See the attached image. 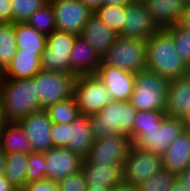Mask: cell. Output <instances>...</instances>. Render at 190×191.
<instances>
[{"instance_id": "6da1fadb", "label": "cell", "mask_w": 190, "mask_h": 191, "mask_svg": "<svg viewBox=\"0 0 190 191\" xmlns=\"http://www.w3.org/2000/svg\"><path fill=\"white\" fill-rule=\"evenodd\" d=\"M0 101L7 122H19L42 110L34 78H0Z\"/></svg>"}, {"instance_id": "7a4b0ae2", "label": "cell", "mask_w": 190, "mask_h": 191, "mask_svg": "<svg viewBox=\"0 0 190 191\" xmlns=\"http://www.w3.org/2000/svg\"><path fill=\"white\" fill-rule=\"evenodd\" d=\"M146 68L166 80L184 78L186 63L176 52L173 37L167 29H160L147 40Z\"/></svg>"}, {"instance_id": "3957f363", "label": "cell", "mask_w": 190, "mask_h": 191, "mask_svg": "<svg viewBox=\"0 0 190 191\" xmlns=\"http://www.w3.org/2000/svg\"><path fill=\"white\" fill-rule=\"evenodd\" d=\"M136 111L129 101L112 100L99 112L88 115L94 139L105 135H127L132 139Z\"/></svg>"}, {"instance_id": "277c9868", "label": "cell", "mask_w": 190, "mask_h": 191, "mask_svg": "<svg viewBox=\"0 0 190 191\" xmlns=\"http://www.w3.org/2000/svg\"><path fill=\"white\" fill-rule=\"evenodd\" d=\"M169 81L147 68L135 74L129 102L136 110L165 111Z\"/></svg>"}, {"instance_id": "5b68a950", "label": "cell", "mask_w": 190, "mask_h": 191, "mask_svg": "<svg viewBox=\"0 0 190 191\" xmlns=\"http://www.w3.org/2000/svg\"><path fill=\"white\" fill-rule=\"evenodd\" d=\"M53 147L67 148L85 159L94 143L88 115L79 114L71 123L52 124Z\"/></svg>"}, {"instance_id": "8992f818", "label": "cell", "mask_w": 190, "mask_h": 191, "mask_svg": "<svg viewBox=\"0 0 190 191\" xmlns=\"http://www.w3.org/2000/svg\"><path fill=\"white\" fill-rule=\"evenodd\" d=\"M147 40L118 37L102 61L111 67L136 74L146 68Z\"/></svg>"}, {"instance_id": "52a82bcc", "label": "cell", "mask_w": 190, "mask_h": 191, "mask_svg": "<svg viewBox=\"0 0 190 191\" xmlns=\"http://www.w3.org/2000/svg\"><path fill=\"white\" fill-rule=\"evenodd\" d=\"M186 129L183 118L166 115L159 128L139 130L131 140L139 149L162 156L168 146Z\"/></svg>"}, {"instance_id": "ba28073f", "label": "cell", "mask_w": 190, "mask_h": 191, "mask_svg": "<svg viewBox=\"0 0 190 191\" xmlns=\"http://www.w3.org/2000/svg\"><path fill=\"white\" fill-rule=\"evenodd\" d=\"M73 97L80 114L85 115L99 112L113 100L108 89L96 74L76 76Z\"/></svg>"}, {"instance_id": "9c48e42d", "label": "cell", "mask_w": 190, "mask_h": 191, "mask_svg": "<svg viewBox=\"0 0 190 191\" xmlns=\"http://www.w3.org/2000/svg\"><path fill=\"white\" fill-rule=\"evenodd\" d=\"M33 78L42 109L73 96V73L40 70Z\"/></svg>"}, {"instance_id": "30bf717a", "label": "cell", "mask_w": 190, "mask_h": 191, "mask_svg": "<svg viewBox=\"0 0 190 191\" xmlns=\"http://www.w3.org/2000/svg\"><path fill=\"white\" fill-rule=\"evenodd\" d=\"M78 36L59 30L48 35L41 57V70L70 73L69 56Z\"/></svg>"}, {"instance_id": "8fae6325", "label": "cell", "mask_w": 190, "mask_h": 191, "mask_svg": "<svg viewBox=\"0 0 190 191\" xmlns=\"http://www.w3.org/2000/svg\"><path fill=\"white\" fill-rule=\"evenodd\" d=\"M132 140L127 135H105L94 139L89 154L83 161L93 165H124Z\"/></svg>"}, {"instance_id": "7c38bea8", "label": "cell", "mask_w": 190, "mask_h": 191, "mask_svg": "<svg viewBox=\"0 0 190 191\" xmlns=\"http://www.w3.org/2000/svg\"><path fill=\"white\" fill-rule=\"evenodd\" d=\"M162 169V156L132 145L123 165L124 182L138 186Z\"/></svg>"}, {"instance_id": "4fadbf2b", "label": "cell", "mask_w": 190, "mask_h": 191, "mask_svg": "<svg viewBox=\"0 0 190 191\" xmlns=\"http://www.w3.org/2000/svg\"><path fill=\"white\" fill-rule=\"evenodd\" d=\"M51 3L56 30L80 35L94 12L79 0H49Z\"/></svg>"}, {"instance_id": "5bb4252c", "label": "cell", "mask_w": 190, "mask_h": 191, "mask_svg": "<svg viewBox=\"0 0 190 191\" xmlns=\"http://www.w3.org/2000/svg\"><path fill=\"white\" fill-rule=\"evenodd\" d=\"M159 30L145 3L131 2L126 6V17L119 37L148 40Z\"/></svg>"}, {"instance_id": "9a60e30c", "label": "cell", "mask_w": 190, "mask_h": 191, "mask_svg": "<svg viewBox=\"0 0 190 191\" xmlns=\"http://www.w3.org/2000/svg\"><path fill=\"white\" fill-rule=\"evenodd\" d=\"M18 124L31 141L33 152L44 153L53 148L51 137L53 122L45 109L31 113Z\"/></svg>"}, {"instance_id": "2e32d148", "label": "cell", "mask_w": 190, "mask_h": 191, "mask_svg": "<svg viewBox=\"0 0 190 191\" xmlns=\"http://www.w3.org/2000/svg\"><path fill=\"white\" fill-rule=\"evenodd\" d=\"M45 179L59 181L80 170L83 158L67 148L53 147L44 152Z\"/></svg>"}, {"instance_id": "e0dca14e", "label": "cell", "mask_w": 190, "mask_h": 191, "mask_svg": "<svg viewBox=\"0 0 190 191\" xmlns=\"http://www.w3.org/2000/svg\"><path fill=\"white\" fill-rule=\"evenodd\" d=\"M96 75L104 83L113 100H130L134 89V73L108 66L102 61L98 67Z\"/></svg>"}, {"instance_id": "ac0fdd59", "label": "cell", "mask_w": 190, "mask_h": 191, "mask_svg": "<svg viewBox=\"0 0 190 191\" xmlns=\"http://www.w3.org/2000/svg\"><path fill=\"white\" fill-rule=\"evenodd\" d=\"M162 167L176 176L190 167V129L168 146L162 155Z\"/></svg>"}, {"instance_id": "d6986e66", "label": "cell", "mask_w": 190, "mask_h": 191, "mask_svg": "<svg viewBox=\"0 0 190 191\" xmlns=\"http://www.w3.org/2000/svg\"><path fill=\"white\" fill-rule=\"evenodd\" d=\"M80 36L85 39L102 59L119 35L94 14L83 27Z\"/></svg>"}, {"instance_id": "ffe728a7", "label": "cell", "mask_w": 190, "mask_h": 191, "mask_svg": "<svg viewBox=\"0 0 190 191\" xmlns=\"http://www.w3.org/2000/svg\"><path fill=\"white\" fill-rule=\"evenodd\" d=\"M101 62L92 46L79 35L69 56L70 73L75 76L96 74Z\"/></svg>"}, {"instance_id": "44dd1931", "label": "cell", "mask_w": 190, "mask_h": 191, "mask_svg": "<svg viewBox=\"0 0 190 191\" xmlns=\"http://www.w3.org/2000/svg\"><path fill=\"white\" fill-rule=\"evenodd\" d=\"M80 170L84 176L86 186H102L113 189L124 181L123 165H93L87 164L84 161L81 164Z\"/></svg>"}, {"instance_id": "7402d4cb", "label": "cell", "mask_w": 190, "mask_h": 191, "mask_svg": "<svg viewBox=\"0 0 190 191\" xmlns=\"http://www.w3.org/2000/svg\"><path fill=\"white\" fill-rule=\"evenodd\" d=\"M145 5L160 29L179 24L185 10V0H146Z\"/></svg>"}, {"instance_id": "603a6c76", "label": "cell", "mask_w": 190, "mask_h": 191, "mask_svg": "<svg viewBox=\"0 0 190 191\" xmlns=\"http://www.w3.org/2000/svg\"><path fill=\"white\" fill-rule=\"evenodd\" d=\"M190 110V84L185 78L169 81L165 114L184 118Z\"/></svg>"}, {"instance_id": "cb8c5ba5", "label": "cell", "mask_w": 190, "mask_h": 191, "mask_svg": "<svg viewBox=\"0 0 190 191\" xmlns=\"http://www.w3.org/2000/svg\"><path fill=\"white\" fill-rule=\"evenodd\" d=\"M40 70L41 58L35 52L17 51L0 78H33Z\"/></svg>"}, {"instance_id": "d4e9b609", "label": "cell", "mask_w": 190, "mask_h": 191, "mask_svg": "<svg viewBox=\"0 0 190 191\" xmlns=\"http://www.w3.org/2000/svg\"><path fill=\"white\" fill-rule=\"evenodd\" d=\"M0 149L5 153L33 152L31 141L17 122H7L0 135Z\"/></svg>"}, {"instance_id": "484cf974", "label": "cell", "mask_w": 190, "mask_h": 191, "mask_svg": "<svg viewBox=\"0 0 190 191\" xmlns=\"http://www.w3.org/2000/svg\"><path fill=\"white\" fill-rule=\"evenodd\" d=\"M17 51L35 52L40 58L46 47L47 36L28 23L14 24Z\"/></svg>"}, {"instance_id": "4316f807", "label": "cell", "mask_w": 190, "mask_h": 191, "mask_svg": "<svg viewBox=\"0 0 190 191\" xmlns=\"http://www.w3.org/2000/svg\"><path fill=\"white\" fill-rule=\"evenodd\" d=\"M29 154L25 152H15L5 154L6 167L5 178L19 191L27 183V163Z\"/></svg>"}, {"instance_id": "83f0119b", "label": "cell", "mask_w": 190, "mask_h": 191, "mask_svg": "<svg viewBox=\"0 0 190 191\" xmlns=\"http://www.w3.org/2000/svg\"><path fill=\"white\" fill-rule=\"evenodd\" d=\"M17 52L13 23L0 24V74L6 69Z\"/></svg>"}, {"instance_id": "f1b7e54d", "label": "cell", "mask_w": 190, "mask_h": 191, "mask_svg": "<svg viewBox=\"0 0 190 191\" xmlns=\"http://www.w3.org/2000/svg\"><path fill=\"white\" fill-rule=\"evenodd\" d=\"M45 110L51 121L56 124L71 123L80 114L79 107L73 96L67 100L49 105Z\"/></svg>"}, {"instance_id": "f546056e", "label": "cell", "mask_w": 190, "mask_h": 191, "mask_svg": "<svg viewBox=\"0 0 190 191\" xmlns=\"http://www.w3.org/2000/svg\"><path fill=\"white\" fill-rule=\"evenodd\" d=\"M94 15L119 35L126 17V6L102 5L94 11Z\"/></svg>"}, {"instance_id": "4dcf8cb0", "label": "cell", "mask_w": 190, "mask_h": 191, "mask_svg": "<svg viewBox=\"0 0 190 191\" xmlns=\"http://www.w3.org/2000/svg\"><path fill=\"white\" fill-rule=\"evenodd\" d=\"M35 30L48 36L56 30L54 10L50 2L34 12L26 22Z\"/></svg>"}, {"instance_id": "1f68e13d", "label": "cell", "mask_w": 190, "mask_h": 191, "mask_svg": "<svg viewBox=\"0 0 190 191\" xmlns=\"http://www.w3.org/2000/svg\"><path fill=\"white\" fill-rule=\"evenodd\" d=\"M12 23H26L31 15L43 7L49 0H10Z\"/></svg>"}, {"instance_id": "d6a6232c", "label": "cell", "mask_w": 190, "mask_h": 191, "mask_svg": "<svg viewBox=\"0 0 190 191\" xmlns=\"http://www.w3.org/2000/svg\"><path fill=\"white\" fill-rule=\"evenodd\" d=\"M165 116V111L137 110L134 117L133 136L139 130H151L159 128Z\"/></svg>"}, {"instance_id": "836d02e7", "label": "cell", "mask_w": 190, "mask_h": 191, "mask_svg": "<svg viewBox=\"0 0 190 191\" xmlns=\"http://www.w3.org/2000/svg\"><path fill=\"white\" fill-rule=\"evenodd\" d=\"M176 180V175L162 169L156 175L138 185V187L140 191H170Z\"/></svg>"}, {"instance_id": "e575fe53", "label": "cell", "mask_w": 190, "mask_h": 191, "mask_svg": "<svg viewBox=\"0 0 190 191\" xmlns=\"http://www.w3.org/2000/svg\"><path fill=\"white\" fill-rule=\"evenodd\" d=\"M173 37L176 52L186 65H190V29L181 27L179 24L167 28Z\"/></svg>"}, {"instance_id": "d590c367", "label": "cell", "mask_w": 190, "mask_h": 191, "mask_svg": "<svg viewBox=\"0 0 190 191\" xmlns=\"http://www.w3.org/2000/svg\"><path fill=\"white\" fill-rule=\"evenodd\" d=\"M44 153L32 152L28 156L26 182L42 181L45 179Z\"/></svg>"}, {"instance_id": "8d00e7d4", "label": "cell", "mask_w": 190, "mask_h": 191, "mask_svg": "<svg viewBox=\"0 0 190 191\" xmlns=\"http://www.w3.org/2000/svg\"><path fill=\"white\" fill-rule=\"evenodd\" d=\"M59 191H86V182L84 176L79 170L58 181Z\"/></svg>"}, {"instance_id": "74e56055", "label": "cell", "mask_w": 190, "mask_h": 191, "mask_svg": "<svg viewBox=\"0 0 190 191\" xmlns=\"http://www.w3.org/2000/svg\"><path fill=\"white\" fill-rule=\"evenodd\" d=\"M20 191H59V185L57 181L42 180L28 182Z\"/></svg>"}, {"instance_id": "f35d334b", "label": "cell", "mask_w": 190, "mask_h": 191, "mask_svg": "<svg viewBox=\"0 0 190 191\" xmlns=\"http://www.w3.org/2000/svg\"><path fill=\"white\" fill-rule=\"evenodd\" d=\"M12 23V9L10 0H0V24Z\"/></svg>"}, {"instance_id": "ab89813d", "label": "cell", "mask_w": 190, "mask_h": 191, "mask_svg": "<svg viewBox=\"0 0 190 191\" xmlns=\"http://www.w3.org/2000/svg\"><path fill=\"white\" fill-rule=\"evenodd\" d=\"M177 180L182 183L183 186L188 189V191H190V167L178 174Z\"/></svg>"}, {"instance_id": "60d3db41", "label": "cell", "mask_w": 190, "mask_h": 191, "mask_svg": "<svg viewBox=\"0 0 190 191\" xmlns=\"http://www.w3.org/2000/svg\"><path fill=\"white\" fill-rule=\"evenodd\" d=\"M112 191H140L139 187L127 182H122L118 185H115Z\"/></svg>"}, {"instance_id": "b9f144b4", "label": "cell", "mask_w": 190, "mask_h": 191, "mask_svg": "<svg viewBox=\"0 0 190 191\" xmlns=\"http://www.w3.org/2000/svg\"><path fill=\"white\" fill-rule=\"evenodd\" d=\"M179 25L183 28L190 29V5L185 7Z\"/></svg>"}, {"instance_id": "7bdbcfd3", "label": "cell", "mask_w": 190, "mask_h": 191, "mask_svg": "<svg viewBox=\"0 0 190 191\" xmlns=\"http://www.w3.org/2000/svg\"><path fill=\"white\" fill-rule=\"evenodd\" d=\"M0 191H19L4 176L0 174Z\"/></svg>"}, {"instance_id": "ee69618b", "label": "cell", "mask_w": 190, "mask_h": 191, "mask_svg": "<svg viewBox=\"0 0 190 191\" xmlns=\"http://www.w3.org/2000/svg\"><path fill=\"white\" fill-rule=\"evenodd\" d=\"M93 12L103 5V0H79Z\"/></svg>"}, {"instance_id": "f6af8a7d", "label": "cell", "mask_w": 190, "mask_h": 191, "mask_svg": "<svg viewBox=\"0 0 190 191\" xmlns=\"http://www.w3.org/2000/svg\"><path fill=\"white\" fill-rule=\"evenodd\" d=\"M131 3V0H103V5L111 6H127Z\"/></svg>"}, {"instance_id": "bcb514c9", "label": "cell", "mask_w": 190, "mask_h": 191, "mask_svg": "<svg viewBox=\"0 0 190 191\" xmlns=\"http://www.w3.org/2000/svg\"><path fill=\"white\" fill-rule=\"evenodd\" d=\"M6 123H7V121L5 120L4 111L2 108V103L0 101V135H1V132L3 131V129L5 127Z\"/></svg>"}, {"instance_id": "7dc6e473", "label": "cell", "mask_w": 190, "mask_h": 191, "mask_svg": "<svg viewBox=\"0 0 190 191\" xmlns=\"http://www.w3.org/2000/svg\"><path fill=\"white\" fill-rule=\"evenodd\" d=\"M6 167L5 153L0 149V174H3Z\"/></svg>"}, {"instance_id": "c3c4849f", "label": "cell", "mask_w": 190, "mask_h": 191, "mask_svg": "<svg viewBox=\"0 0 190 191\" xmlns=\"http://www.w3.org/2000/svg\"><path fill=\"white\" fill-rule=\"evenodd\" d=\"M170 191H188V189L185 188L182 183L176 180Z\"/></svg>"}, {"instance_id": "681fc988", "label": "cell", "mask_w": 190, "mask_h": 191, "mask_svg": "<svg viewBox=\"0 0 190 191\" xmlns=\"http://www.w3.org/2000/svg\"><path fill=\"white\" fill-rule=\"evenodd\" d=\"M86 191H112V189L102 186H87Z\"/></svg>"}, {"instance_id": "f907efd6", "label": "cell", "mask_w": 190, "mask_h": 191, "mask_svg": "<svg viewBox=\"0 0 190 191\" xmlns=\"http://www.w3.org/2000/svg\"><path fill=\"white\" fill-rule=\"evenodd\" d=\"M183 121L187 127V129H190V110L189 112L186 114V116L183 118Z\"/></svg>"}, {"instance_id": "816d5d0a", "label": "cell", "mask_w": 190, "mask_h": 191, "mask_svg": "<svg viewBox=\"0 0 190 191\" xmlns=\"http://www.w3.org/2000/svg\"><path fill=\"white\" fill-rule=\"evenodd\" d=\"M184 78L187 80V82L190 84V65H187V69L185 71Z\"/></svg>"}, {"instance_id": "f5cc1de1", "label": "cell", "mask_w": 190, "mask_h": 191, "mask_svg": "<svg viewBox=\"0 0 190 191\" xmlns=\"http://www.w3.org/2000/svg\"><path fill=\"white\" fill-rule=\"evenodd\" d=\"M146 0H131V2H139V3H144Z\"/></svg>"}, {"instance_id": "db71d44e", "label": "cell", "mask_w": 190, "mask_h": 191, "mask_svg": "<svg viewBox=\"0 0 190 191\" xmlns=\"http://www.w3.org/2000/svg\"><path fill=\"white\" fill-rule=\"evenodd\" d=\"M186 6L190 5V0H185Z\"/></svg>"}]
</instances>
